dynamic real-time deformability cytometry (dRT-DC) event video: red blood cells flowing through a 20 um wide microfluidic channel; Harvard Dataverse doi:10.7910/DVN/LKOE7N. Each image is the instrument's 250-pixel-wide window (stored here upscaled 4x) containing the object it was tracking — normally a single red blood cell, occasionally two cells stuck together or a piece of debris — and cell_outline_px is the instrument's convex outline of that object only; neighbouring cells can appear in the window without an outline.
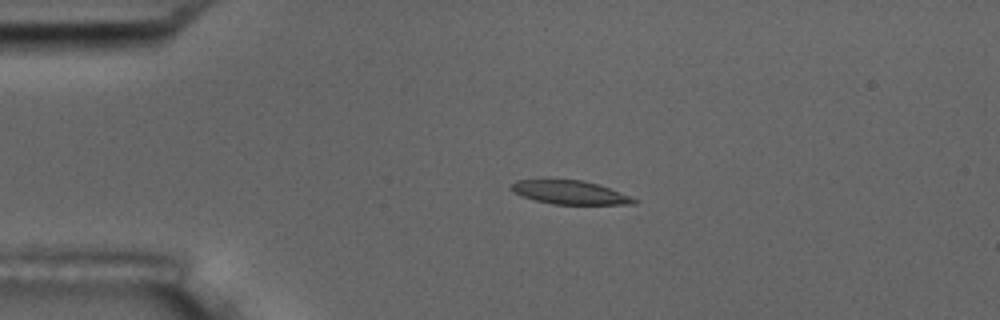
{"species": "common noctule bat (a hibernating species)", "species_latin": "Nyctalus noctula", "temperature_condition": "room temperature", "stored_images_in_passage": 3, "camera_frame_rate_fps": 3000, "um_per_image_px": 0.085, "animal": {"sex": "male", "body_mass_g": 17.5, "forearm_length_mm": 52.3}, "frame": {"image": 1, "passage_image": 2, "time_ms": 2.0, "image_size_px": [1000, 320], "cell_outline_px": [[640, 200], [636, 204], [552, 204], [536, 200], [512, 192], [508, 188], [516, 180], [548, 176], [580, 180], [596, 184], [620, 192]], "centroid_in_image_um": [48.34, 16.3], "position_along_channel_um": 36.7, "area_um2": 17.57}}